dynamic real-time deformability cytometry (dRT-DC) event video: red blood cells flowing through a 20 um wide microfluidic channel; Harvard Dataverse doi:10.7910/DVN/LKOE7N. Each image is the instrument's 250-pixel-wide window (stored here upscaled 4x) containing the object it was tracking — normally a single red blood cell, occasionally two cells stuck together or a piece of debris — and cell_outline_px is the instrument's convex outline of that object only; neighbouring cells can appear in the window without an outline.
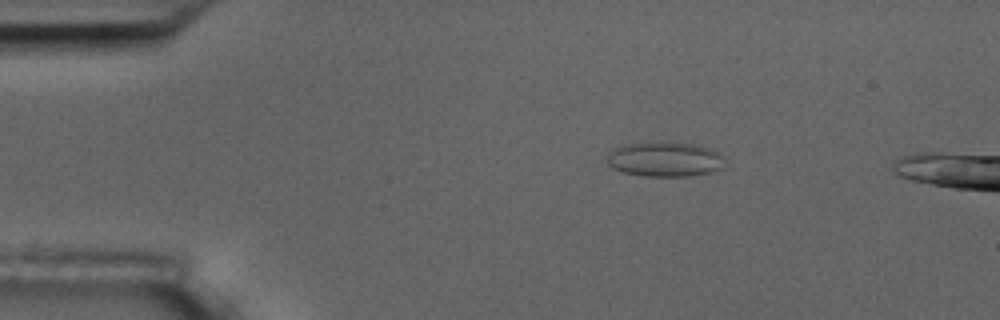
{"species": "common noctule bat (a hibernating species)", "species_latin": "Nyctalus noctula", "temperature_condition": "room temperature", "stored_images_in_passage": 4, "camera_frame_rate_fps": 3000, "um_per_image_px": 0.085, "animal": {"sex": "male", "body_mass_g": 17.5, "forearm_length_mm": 52.3}, "frame": {"image": 1, "passage_image": 2, "time_ms": 1.0, "image_size_px": [1000, 320], "cell_outline_px": [[724, 168], [712, 172], [692, 176], [640, 176], [624, 172], [612, 168], [608, 164], [608, 152], [612, 148], [620, 144], [648, 140], [692, 144], [708, 148], [720, 152], [724, 156]], "centroid_in_image_um": [56.49, 13.51], "position_along_channel_um": 28.5, "area_um2": 24.68}}